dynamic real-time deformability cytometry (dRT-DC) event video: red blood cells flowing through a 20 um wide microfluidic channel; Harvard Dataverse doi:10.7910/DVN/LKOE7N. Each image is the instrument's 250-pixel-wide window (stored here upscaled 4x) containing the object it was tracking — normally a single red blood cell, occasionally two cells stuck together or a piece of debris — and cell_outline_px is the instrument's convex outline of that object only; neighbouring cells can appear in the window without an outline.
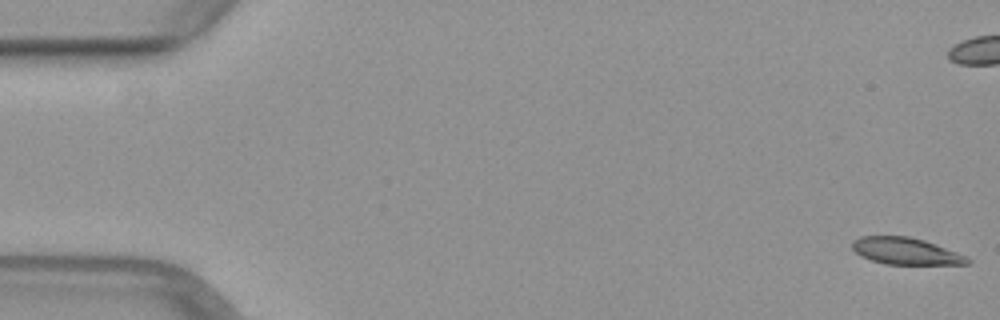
{"species": "common noctule bat (a hibernating species)", "species_latin": "Nyctalus noctula", "temperature_condition": "warm", "stored_images_in_passage": 52, "camera_frame_rate_fps": 3000, "um_per_image_px": 0.085, "animal": {"sex": "female", "body_mass_g": 29.2, "forearm_length_mm": 56.3}, "frame": {"image": 1, "passage_image": 1, "time_ms": 0.0, "image_size_px": [1000, 320], "cell_outline_px": [[972, 260], [968, 264], [884, 264], [860, 256], [852, 248], [852, 240], [860, 236], [908, 236], [924, 240], [936, 244], [968, 256]], "centroid_in_image_um": [76.99, 21.34], "position_along_channel_um": 8.0, "area_um2": 18.09}}
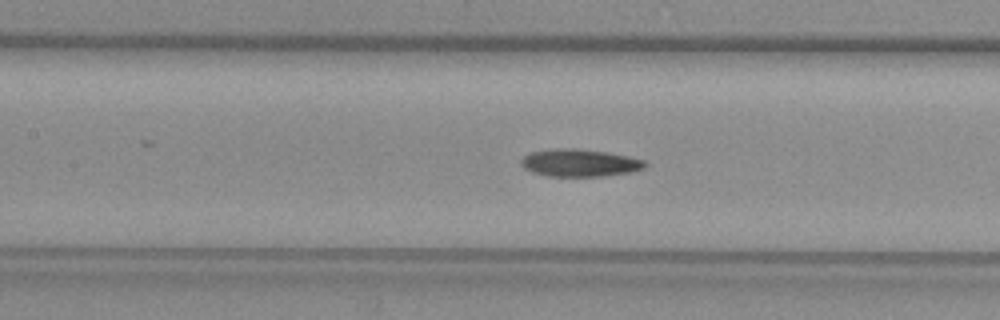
{"frame": {"image": 2, "passage_image": 23, "time_ms": 7.333, "image_size_px": [1000, 320], "cell_outline_px": [[648, 164], [644, 168], [628, 172], [604, 176], [548, 176], [532, 172], [524, 168], [520, 164], [520, 160], [528, 152], [556, 148], [580, 148], [608, 152], [628, 156], [644, 160]], "centroid_in_image_um": [49.24, 13.83], "position_along_channel_um": 158.2, "area_um2": 20.0}}
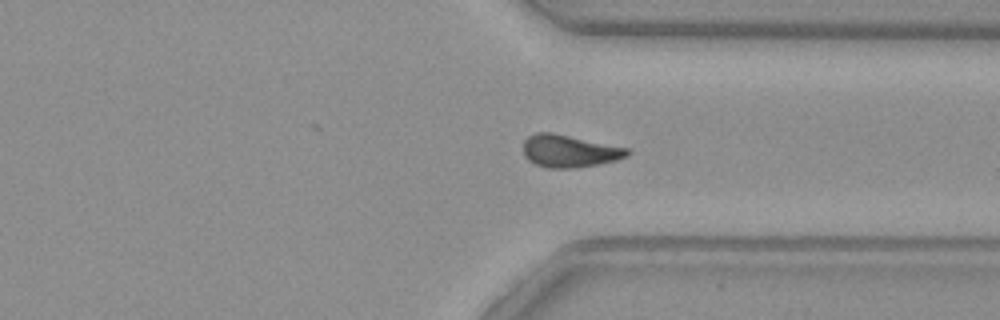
{"frame": {"image": 3, "passage_image": 38, "time_ms": 12.333, "image_size_px": [1000, 320], "cell_outline_px": [[632, 152], [628, 156], [616, 160], [600, 164], [576, 168], [548, 168], [536, 164], [528, 160], [524, 156], [524, 140], [528, 136], [536, 132], [552, 132], [628, 148]], "centroid_in_image_um": [48.4, 12.84], "position_along_channel_um": 363.0, "area_um2": 19.77}}